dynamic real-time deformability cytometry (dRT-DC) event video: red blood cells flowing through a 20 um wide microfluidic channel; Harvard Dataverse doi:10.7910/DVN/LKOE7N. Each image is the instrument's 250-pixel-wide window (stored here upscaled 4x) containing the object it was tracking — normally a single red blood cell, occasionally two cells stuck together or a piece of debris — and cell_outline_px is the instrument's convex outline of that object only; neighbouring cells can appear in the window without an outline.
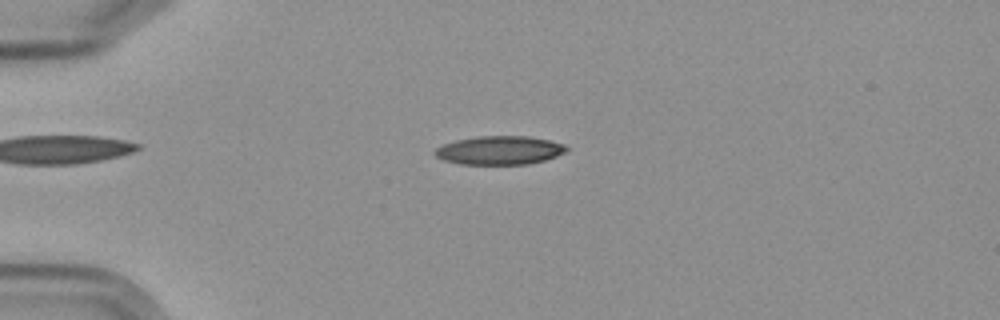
{"species": "Egyptian fruit bat (a non-hibernating species)", "species_latin": "Rousettus aegyptiacus", "temperature_condition": "cold", "stored_images_in_passage": 12, "camera_frame_rate_fps": 3000, "um_per_image_px": 0.085, "frame": {"image": 1, "passage_image": 1, "time_ms": 0.0, "image_size_px": [1000, 320], "cell_outline_px": [[568, 148], [564, 152], [556, 156], [544, 160], [528, 164], [460, 164], [444, 160], [436, 156], [432, 152], [436, 148], [444, 144], [456, 140], [476, 136], [528, 136], [548, 140], [564, 144]], "centroid_in_image_um": [42.43, 12.77], "position_along_channel_um": 42.6, "area_um2": 21.85}}
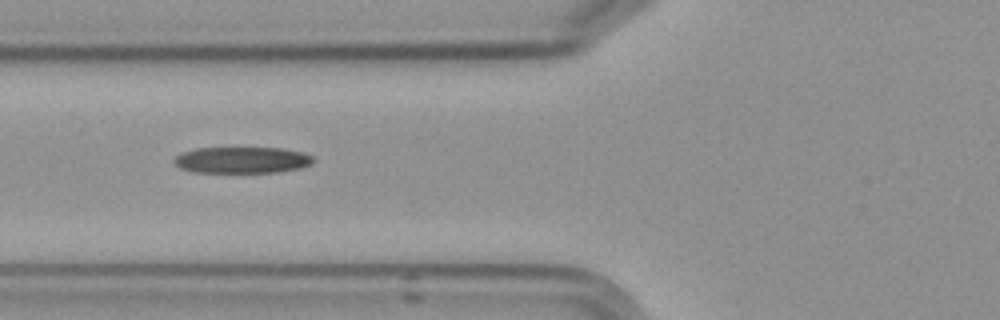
{"frame": {"image": 2, "passage_image": 3, "time_ms": 2.667, "image_size_px": [1000, 320], "cell_outline_px": [[316, 160], [312, 164], [300, 168], [280, 172], [192, 172], [180, 168], [172, 160], [180, 152], [196, 148], [284, 148], [304, 152], [312, 156]], "centroid_in_image_um": [20.59, 13.6], "position_along_channel_um": 105.2, "area_um2": 21.62}}
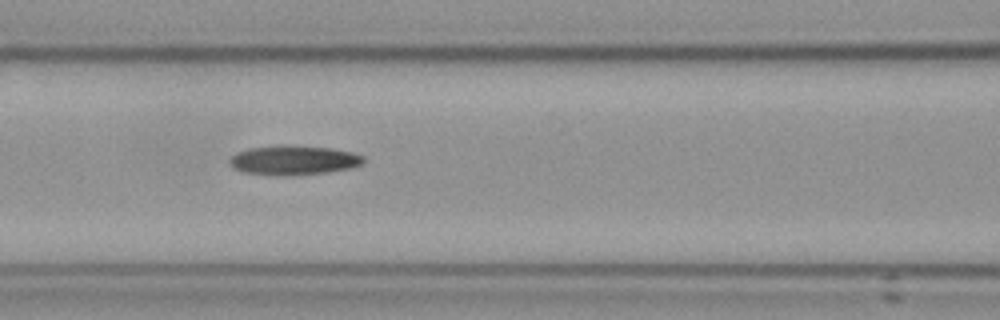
{"frame": {"image": 3, "passage_image": 4, "time_ms": 3.667, "image_size_px": [1000, 320], "cell_outline_px": [[364, 160], [360, 164], [352, 168], [328, 172], [292, 176], [268, 176], [240, 172], [232, 168], [228, 160], [236, 152], [248, 148], [280, 144], [332, 148], [352, 152], [364, 156]], "centroid_in_image_um": [24.89, 13.63], "position_along_channel_um": 141.7, "area_um2": 23.64}, "authors_computed_cell_mechanics": {"area_um2": 21.8773, "velocity_mm_per_s": 3.5681, "shape_relaxation_time_tau1_ms": 6.0272, "shape_relaxation_time_tau2_ms": 7.6046, "deformation_change_tau1": 0.1756, "deformation_change_tau2": 0.2139}}